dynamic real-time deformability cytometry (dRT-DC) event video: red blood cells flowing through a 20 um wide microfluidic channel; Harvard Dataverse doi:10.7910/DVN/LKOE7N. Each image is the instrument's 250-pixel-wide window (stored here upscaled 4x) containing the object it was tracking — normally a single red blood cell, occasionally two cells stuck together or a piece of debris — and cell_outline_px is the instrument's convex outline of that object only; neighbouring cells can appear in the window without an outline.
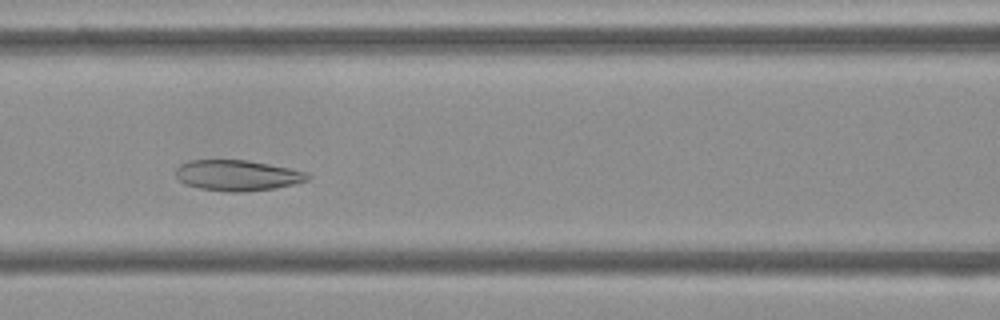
{"species": "Egyptian fruit bat (a non-hibernating species)", "species_latin": "Rousettus aegyptiacus", "temperature_condition": "cold", "stored_images_in_passage": 50, "camera_frame_rate_fps": 3000, "um_per_image_px": 0.085, "frame": {"image": 1, "passage_image": 19, "time_ms": 6.0, "image_size_px": [1000, 320], "cell_outline_px": [[312, 176], [308, 180], [276, 188], [240, 192], [228, 192], [200, 188], [184, 184], [176, 176], [176, 168], [180, 164], [188, 160], [248, 160], [308, 172]], "centroid_in_image_um": [20.17, 14.9], "position_along_channel_um": 146.4, "area_um2": 23.58}}
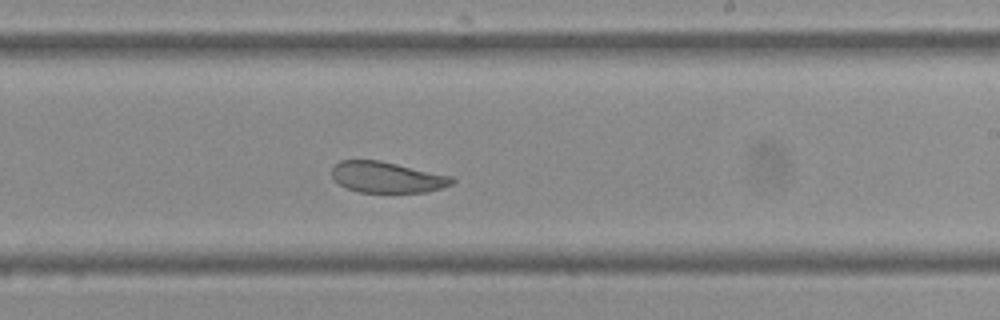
{"frame": {"image": 2, "passage_image": 28, "time_ms": 9.0, "image_size_px": [1000, 320], "cell_outline_px": [[456, 180], [452, 184], [428, 192], [360, 192], [348, 188], [340, 184], [332, 176], [332, 168], [340, 160], [380, 160], [452, 176]], "centroid_in_image_um": [32.92, 15.06], "position_along_channel_um": 256.1, "area_um2": 21.56}}
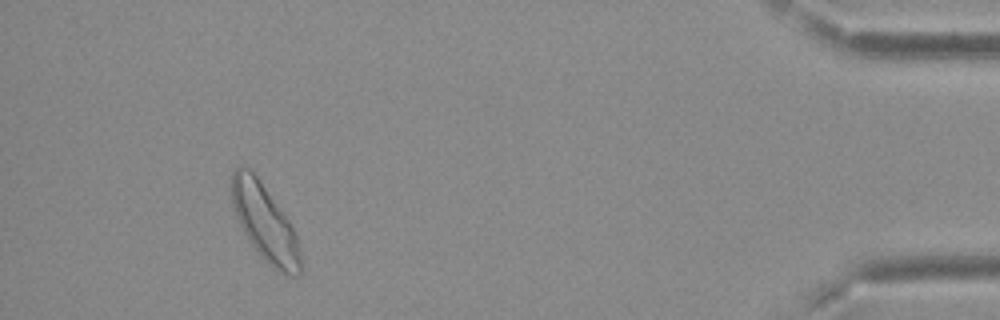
{"frame": {"image": 3, "passage_image": 46, "time_ms": 15.0, "image_size_px": [1000, 320], "cell_outline_px": [[304, 268], [300, 276], [288, 276], [272, 268], [256, 252], [248, 240], [236, 216], [232, 204], [232, 172], [236, 168], [248, 168], [256, 176], [288, 220], [296, 236], [300, 248]], "centroid_in_image_um": [22.55, 19.05], "position_along_channel_um": 412.6, "area_um2": 30.52}, "authors_computed_cell_mechanics": {"area_um2": 25.6921, "velocity_mm_per_s": 3.6728, "shape_relaxation_time_tau1_ms": null, "shape_relaxation_time_tau2_ms": 1.7962, "deformation_change_tau1": null, "deformation_change_tau2": 0.0704}}